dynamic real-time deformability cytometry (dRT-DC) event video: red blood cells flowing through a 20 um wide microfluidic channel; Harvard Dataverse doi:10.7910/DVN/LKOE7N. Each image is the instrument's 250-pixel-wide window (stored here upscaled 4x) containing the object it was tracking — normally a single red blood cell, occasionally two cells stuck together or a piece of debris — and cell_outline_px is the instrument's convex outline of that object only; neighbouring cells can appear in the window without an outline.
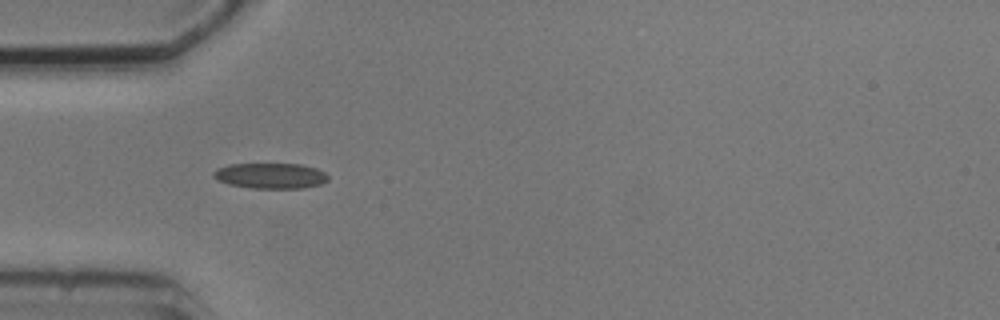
{"species": "common noctule bat (a hibernating species)", "species_latin": "Nyctalus noctula", "temperature_condition": "cold", "stored_images_in_passage": 6, "camera_frame_rate_fps": 3000, "um_per_image_px": 0.085, "animal": {"sex": "male", "body_mass_g": 20.5, "forearm_length_mm": 52.5}, "frame": {"image": 1, "passage_image": 5, "time_ms": 4.667, "image_size_px": [1000, 320], "cell_outline_px": [[328, 180], [320, 184], [300, 188], [252, 188], [228, 184], [212, 176], [212, 172], [216, 168], [228, 164], [300, 164], [316, 168], [324, 172], [328, 176]], "centroid_in_image_um": [22.97, 14.93], "position_along_channel_um": 62.0, "area_um2": 16.99}}
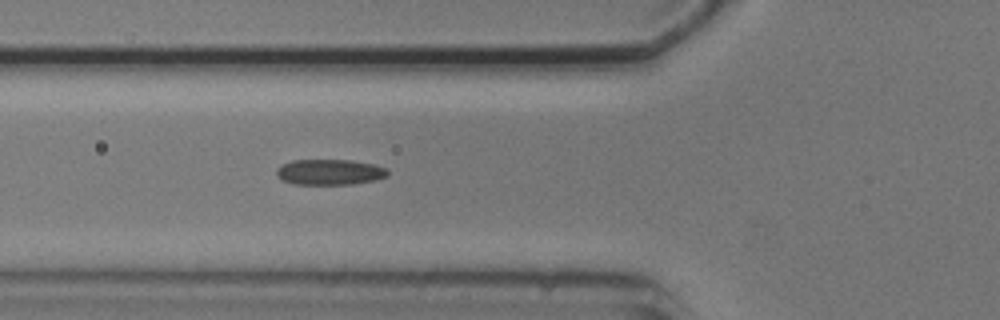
{"frame": {"image": 2, "passage_image": 6, "time_ms": 5.667, "image_size_px": [1000, 320], "cell_outline_px": [[388, 176], [376, 180], [352, 184], [296, 184], [280, 180], [276, 176], [276, 168], [280, 164], [292, 160], [352, 160], [376, 164], [388, 168]], "centroid_in_image_um": [28.02, 14.62], "position_along_channel_um": 97.8, "area_um2": 16.94}}